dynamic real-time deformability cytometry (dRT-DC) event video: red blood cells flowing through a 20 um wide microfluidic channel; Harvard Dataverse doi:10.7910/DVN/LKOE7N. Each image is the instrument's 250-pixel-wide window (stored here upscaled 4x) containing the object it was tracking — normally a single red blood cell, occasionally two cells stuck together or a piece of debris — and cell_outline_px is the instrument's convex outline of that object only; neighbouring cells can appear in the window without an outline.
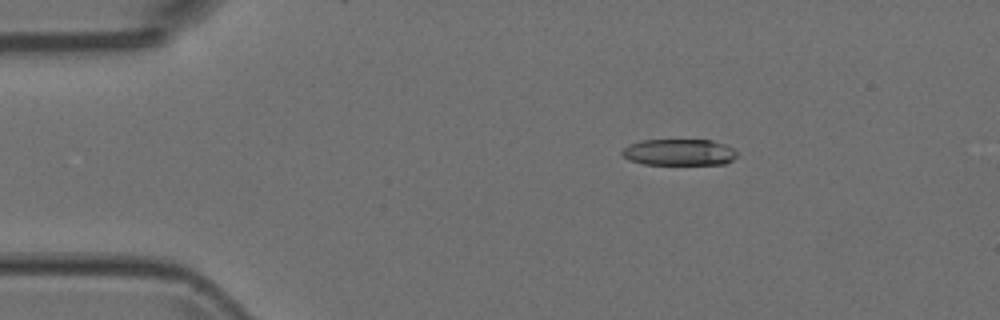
{"species": "Egyptian fruit bat (a non-hibernating species)", "species_latin": "Rousettus aegyptiacus", "temperature_condition": "room temperature", "stored_images_in_passage": 4, "camera_frame_rate_fps": 3000, "um_per_image_px": 0.085, "animal": {"sex": "female"}, "frame": {"image": 1, "passage_image": 2, "time_ms": 0.333, "image_size_px": [1000, 320], "cell_outline_px": [[736, 156], [732, 160], [724, 164], [644, 164], [628, 160], [620, 152], [628, 144], [640, 140], [712, 140], [724, 144], [732, 148], [736, 152]], "centroid_in_image_um": [57.69, 12.94], "position_along_channel_um": 27.3, "area_um2": 17.69}}